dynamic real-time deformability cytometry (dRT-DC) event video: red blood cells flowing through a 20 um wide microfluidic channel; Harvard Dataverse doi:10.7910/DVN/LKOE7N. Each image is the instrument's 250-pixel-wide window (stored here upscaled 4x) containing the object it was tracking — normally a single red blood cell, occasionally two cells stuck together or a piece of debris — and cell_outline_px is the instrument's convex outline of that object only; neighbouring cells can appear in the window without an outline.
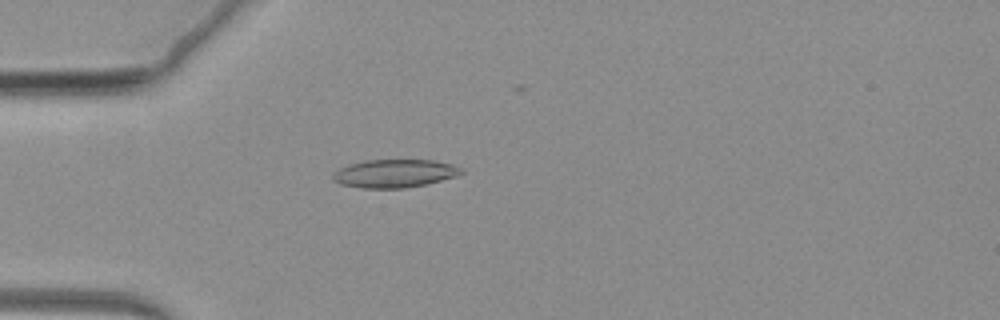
{"species": "common noctule bat (a hibernating species)", "species_latin": "Nyctalus noctula", "temperature_condition": "warm", "stored_images_in_passage": 41, "camera_frame_rate_fps": 3000, "um_per_image_px": 0.085, "animal": {"sex": "female", "body_mass_g": 19.3, "forearm_length_mm": 54.1}, "frame": {"image": 1, "passage_image": 6, "time_ms": 1.667, "image_size_px": [1000, 320], "cell_outline_px": [[464, 172], [456, 176], [424, 184], [404, 188], [360, 188], [340, 184], [332, 180], [332, 176], [340, 168], [348, 164], [364, 160], [432, 160], [452, 164], [464, 168]], "centroid_in_image_um": [33.53, 14.74], "position_along_channel_um": 51.5, "area_um2": 21.04}}
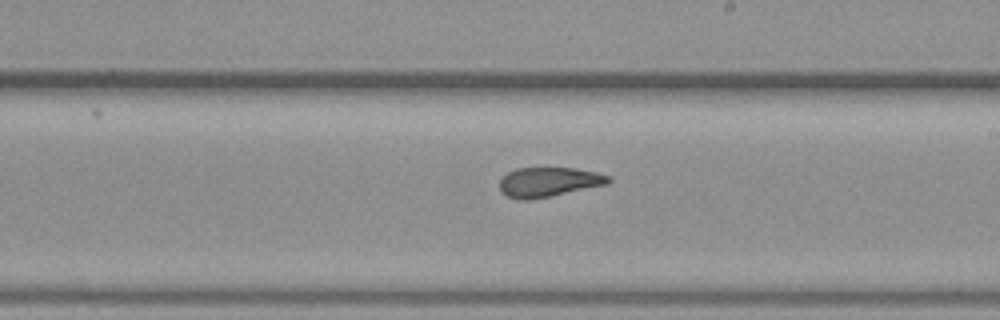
{"frame": {"image": 2, "passage_image": 26, "time_ms": 8.333, "image_size_px": [1000, 320], "cell_outline_px": [[612, 180], [608, 184], [552, 196], [532, 200], [520, 200], [508, 196], [500, 192], [500, 180], [508, 172], [516, 168], [576, 168], [596, 172], [612, 176]], "centroid_in_image_um": [46.66, 15.48], "position_along_channel_um": 242.3, "area_um2": 18.96}}
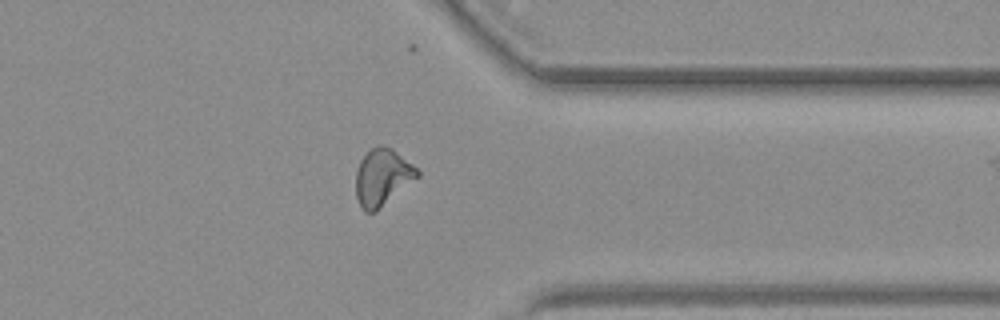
{"frame": {"image": 3, "passage_image": 40, "time_ms": 13.0, "image_size_px": [1000, 320], "cell_outline_px": [[420, 176], [376, 212], [364, 212], [360, 208], [356, 196], [356, 172], [360, 160], [376, 144], [380, 144], [392, 148], [412, 164], [420, 172]], "centroid_in_image_um": [32.5, 15.08], "position_along_channel_um": 378.9, "area_um2": 20.52}}